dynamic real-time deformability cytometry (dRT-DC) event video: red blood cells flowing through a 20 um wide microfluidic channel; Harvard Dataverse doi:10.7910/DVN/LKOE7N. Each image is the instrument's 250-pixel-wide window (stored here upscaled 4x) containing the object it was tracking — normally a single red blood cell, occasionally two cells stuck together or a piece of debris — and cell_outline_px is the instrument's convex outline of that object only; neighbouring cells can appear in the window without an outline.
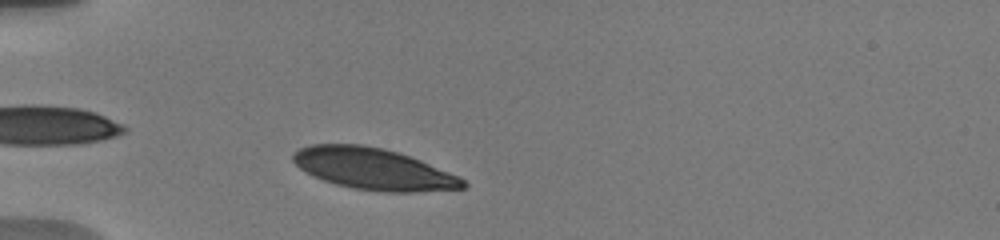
{"species": "human", "species_latin": "Homo sapiens", "temperature_condition": "warm", "stored_images_in_passage": 43, "camera_frame_rate_fps": 3000, "um_per_image_px": 0.085, "donor": {"sex": "male"}, "frame": {"image": 1, "passage_image": 5, "time_ms": 1.333, "image_size_px": [1000, 240], "cell_outline_px": [[468, 184], [464, 188], [420, 192], [380, 192], [352, 188], [336, 184], [324, 180], [300, 168], [292, 160], [292, 152], [300, 148], [312, 144], [360, 144], [380, 148], [396, 152], [420, 160], [460, 176]], "centroid_in_image_um": [31.76, 14.37], "position_along_channel_um": 53.2, "area_um2": 40.92}}
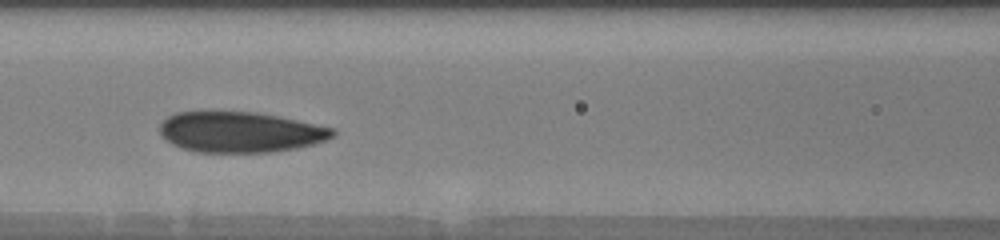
{"frame": {"image": 2, "passage_image": 14, "time_ms": 4.333, "image_size_px": [1000, 240], "cell_outline_px": [[336, 136], [328, 140], [296, 148], [272, 152], [192, 152], [180, 148], [164, 140], [160, 132], [160, 124], [168, 116], [176, 112], [256, 112], [336, 128]], "centroid_in_image_um": [20.42, 11.24], "position_along_channel_um": 146.2, "area_um2": 41.1}}
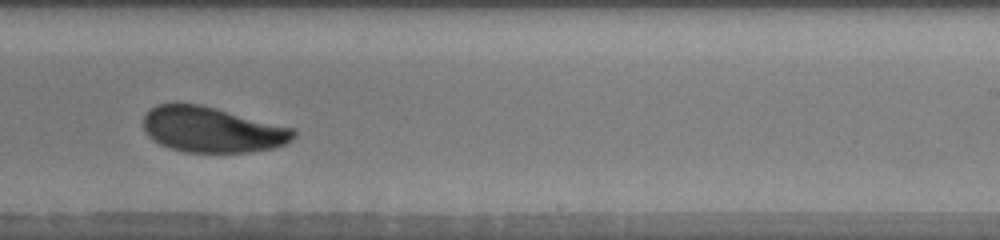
{"frame": {"image": 3, "passage_image": 24, "time_ms": 7.667, "image_size_px": [1000, 240], "cell_outline_px": [[296, 136], [288, 144], [276, 148], [248, 152], [184, 152], [168, 148], [152, 140], [144, 132], [144, 116], [148, 108], [156, 104], [176, 100], [200, 104], [296, 128]], "centroid_in_image_um": [18.0, 10.99], "position_along_channel_um": 271.0, "area_um2": 40.98}, "authors_computed_cell_mechanics": {"area_um2": 40.4022, "velocity_mm_per_s": 3.7527, "shape_relaxation_time_tau1_ms": 3.5612, "shape_relaxation_time_tau2_ms": 1.2243, "deformation_change_tau1": 0.1465, "deformation_change_tau2": 0.0576}}